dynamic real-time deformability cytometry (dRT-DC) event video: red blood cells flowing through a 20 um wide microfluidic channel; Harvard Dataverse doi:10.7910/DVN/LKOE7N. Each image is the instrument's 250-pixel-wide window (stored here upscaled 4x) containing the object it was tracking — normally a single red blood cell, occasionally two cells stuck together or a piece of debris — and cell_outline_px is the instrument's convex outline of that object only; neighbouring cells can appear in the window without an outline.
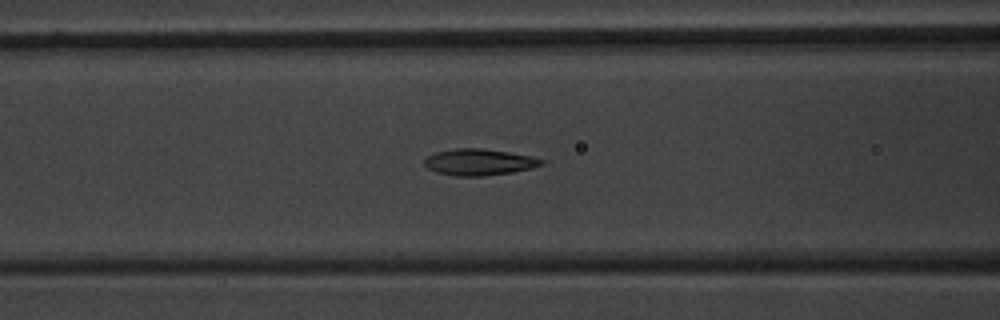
{"species": "common noctule bat (a hibernating species)", "species_latin": "Nyctalus noctula", "temperature_condition": "warm", "stored_images_in_passage": 37, "camera_frame_rate_fps": 3000, "um_per_image_px": 0.085, "animal": {"sex": "male", "body_mass_g": 20.1, "forearm_length_mm": 53.5}, "frame": {"image": 1, "passage_image": 6, "time_ms": 1.667, "image_size_px": [1000, 320], "cell_outline_px": [[544, 164], [532, 168], [512, 172], [480, 176], [456, 176], [436, 172], [428, 168], [424, 164], [424, 160], [428, 156], [436, 152], [456, 148], [480, 148], [508, 152], [532, 156], [544, 160]], "centroid_in_image_um": [40.73, 13.78], "position_along_channel_um": 125.9, "area_um2": 17.92}}
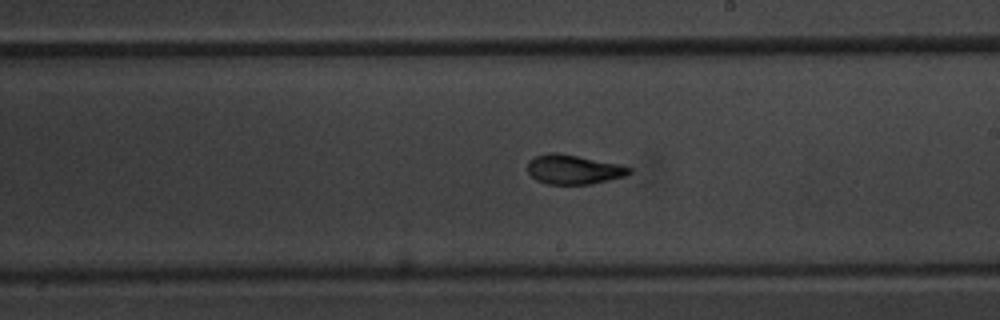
{"frame": {"image": 2, "passage_image": 15, "time_ms": 4.667, "image_size_px": [1000, 320], "cell_outline_px": [[632, 172], [624, 176], [592, 184], [548, 184], [536, 180], [528, 172], [528, 160], [536, 156], [548, 152], [556, 152], [620, 164], [632, 168]], "centroid_in_image_um": [48.75, 14.4], "position_along_channel_um": 240.3, "area_um2": 17.4}}
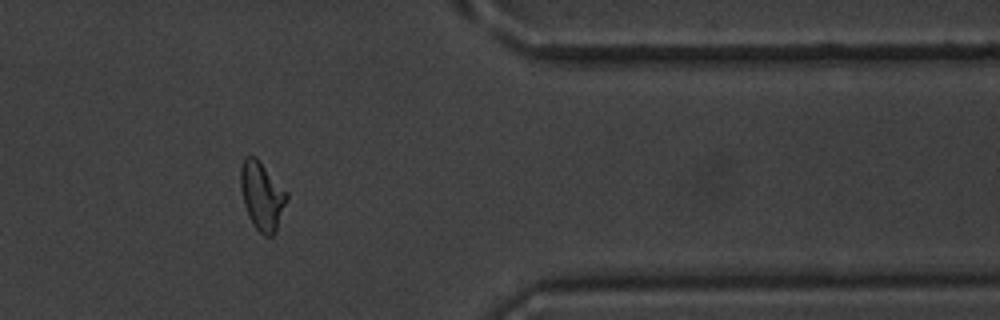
{"frame": {"image": 3, "passage_image": 28, "time_ms": 9.0, "image_size_px": [1000, 320], "cell_outline_px": [[288, 200], [276, 232], [272, 236], [264, 236], [252, 224], [248, 216], [244, 204], [240, 188], [240, 168], [244, 156], [256, 156], [288, 192]], "centroid_in_image_um": [22.28, 16.64], "position_along_channel_um": 389.1, "area_um2": 18.73}, "authors_computed_cell_mechanics": {"area_um2": 17.6868, "velocity_mm_per_s": 3.8046, "shape_relaxation_time_tau1_ms": 5.4969, "shape_relaxation_time_tau2_ms": 1.4684, "deformation_change_tau1": 0.1945, "deformation_change_tau2": 0.0676}}